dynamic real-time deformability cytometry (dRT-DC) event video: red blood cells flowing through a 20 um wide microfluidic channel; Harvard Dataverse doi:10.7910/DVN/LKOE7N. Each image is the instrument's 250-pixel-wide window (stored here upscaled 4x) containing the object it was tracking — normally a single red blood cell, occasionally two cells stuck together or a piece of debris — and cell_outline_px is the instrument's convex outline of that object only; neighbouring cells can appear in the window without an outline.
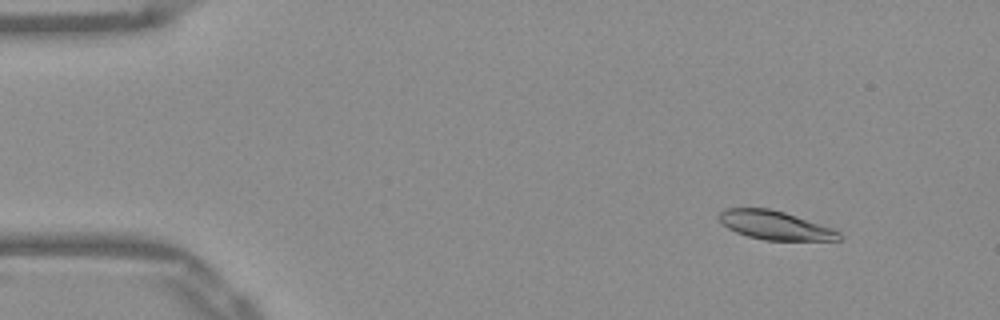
{"species": "Egyptian fruit bat (a non-hibernating species)", "species_latin": "Rousettus aegyptiacus", "temperature_condition": "warm", "stored_images_in_passage": 53, "camera_frame_rate_fps": 3000, "um_per_image_px": 0.085, "frame": {"image": 1, "passage_image": 6, "time_ms": 1.667, "image_size_px": [1000, 320], "cell_outline_px": [[840, 240], [764, 240], [748, 236], [736, 232], [728, 228], [720, 220], [720, 212], [724, 208], [768, 208], [784, 212], [832, 228], [840, 232]], "centroid_in_image_um": [65.87, 19.15], "position_along_channel_um": 19.1, "area_um2": 19.77}}
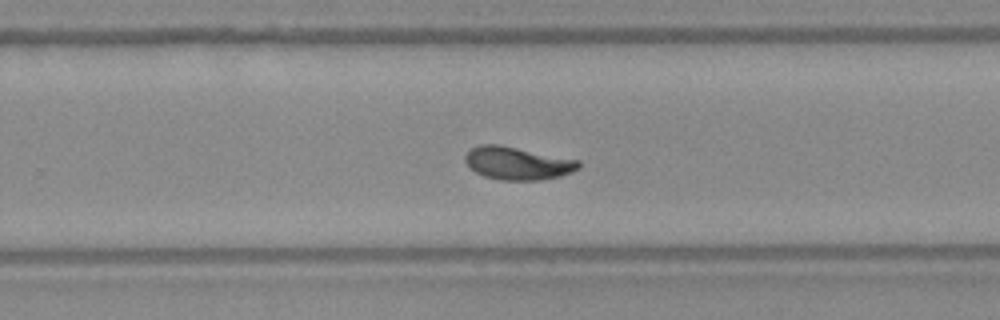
{"frame": {"image": 2, "passage_image": 34, "time_ms": 11.0, "image_size_px": [1000, 320], "cell_outline_px": [[580, 168], [572, 172], [560, 176], [540, 180], [500, 180], [484, 176], [476, 172], [464, 160], [464, 156], [468, 148], [480, 144], [500, 144], [580, 160]], "centroid_in_image_um": [43.98, 13.86], "position_along_channel_um": 285.8, "area_um2": 21.96}}
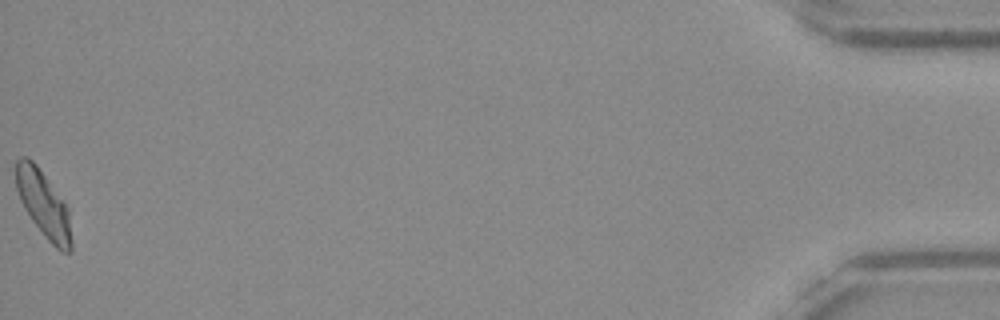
{"frame": {"image": 3, "passage_image": 53, "time_ms": 17.333, "image_size_px": [1000, 320], "cell_outline_px": [[72, 252], [60, 252], [44, 236], [32, 220], [24, 208], [20, 200], [16, 188], [16, 160], [20, 156], [24, 156], [32, 160], [36, 164], [68, 208], [72, 240]], "centroid_in_image_um": [3.7, 17.38], "position_along_channel_um": 431.5, "area_um2": 21.33}, "authors_computed_cell_mechanics": {"area_um2": 21.097, "velocity_mm_per_s": 3.8686, "shape_relaxation_time_tau1_ms": 5.3769, "shape_relaxation_time_tau2_ms": 2.4575, "deformation_change_tau1": 0.1653, "deformation_change_tau2": 0.0586}}